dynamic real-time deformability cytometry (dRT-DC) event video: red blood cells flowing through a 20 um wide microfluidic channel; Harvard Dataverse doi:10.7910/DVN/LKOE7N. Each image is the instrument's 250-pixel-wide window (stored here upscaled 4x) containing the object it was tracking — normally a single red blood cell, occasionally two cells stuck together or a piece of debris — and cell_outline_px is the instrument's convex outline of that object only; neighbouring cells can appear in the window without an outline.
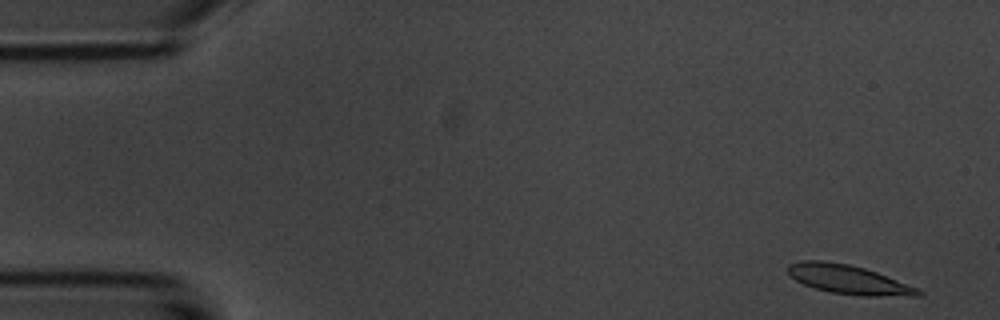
{"species": "common noctule bat (a hibernating species)", "species_latin": "Nyctalus noctula", "temperature_condition": "room temperature", "stored_images_in_passage": 54, "camera_frame_rate_fps": 3000, "um_per_image_px": 0.085, "animal": {"sex": "male", "body_mass_g": 20.1, "forearm_length_mm": 53.5}, "frame": {"image": 1, "passage_image": 2, "time_ms": 0.333, "image_size_px": [1000, 320], "cell_outline_px": [[924, 292], [920, 296], [860, 296], [832, 292], [816, 288], [804, 284], [788, 276], [788, 264], [800, 260], [820, 260], [848, 264], [864, 268], [876, 272], [920, 288]], "centroid_in_image_um": [72.14, 23.76], "position_along_channel_um": 12.9, "area_um2": 22.14}}
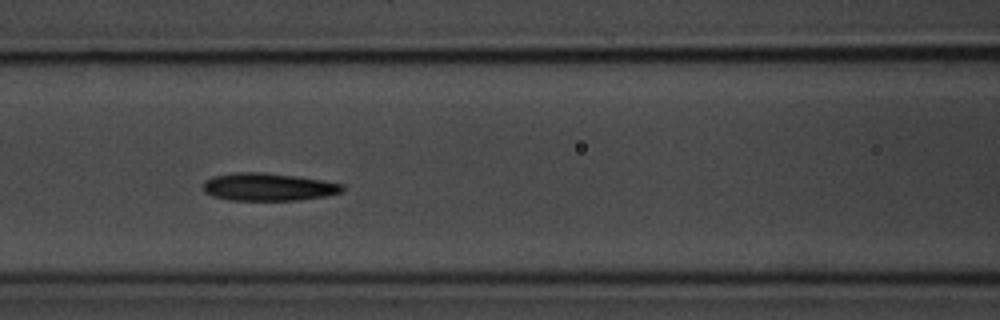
{"frame": {"image": 2, "passage_image": 22, "time_ms": 7.0, "image_size_px": [1000, 320], "cell_outline_px": [[344, 192], [328, 196], [296, 200], [228, 200], [212, 196], [204, 192], [204, 180], [212, 176], [236, 172], [264, 172], [296, 176], [324, 180], [344, 184]], "centroid_in_image_um": [22.83, 15.88], "position_along_channel_um": 143.8, "area_um2": 22.77}}
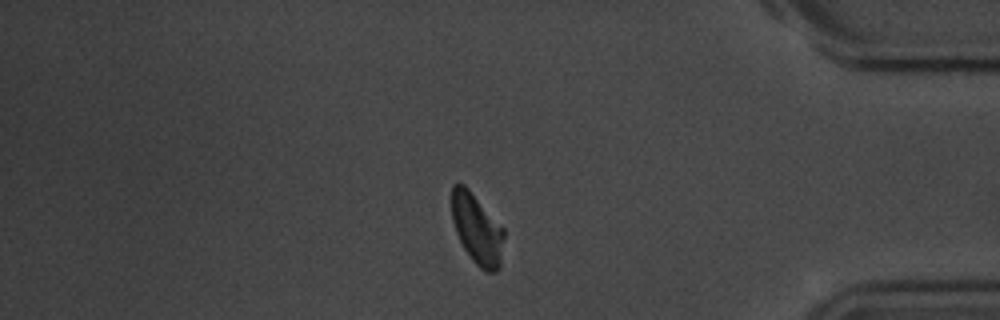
{"frame": {"image": 3, "passage_image": 45, "time_ms": 14.667, "image_size_px": [1000, 320], "cell_outline_px": [[504, 236], [500, 268], [496, 272], [484, 272], [472, 260], [464, 248], [456, 232], [452, 220], [452, 184], [464, 184], [468, 188], [504, 228]], "centroid_in_image_um": [40.56, 19.49], "position_along_channel_um": 394.6, "area_um2": 21.39}, "authors_computed_cell_mechanics": {"area_um2": 21.964, "velocity_mm_per_s": 3.6696, "shape_relaxation_time_tau1_ms": 2.2433, "shape_relaxation_time_tau2_ms": 9.0448, "deformation_change_tau1": 0.1172, "deformation_change_tau2": 0.1379}}